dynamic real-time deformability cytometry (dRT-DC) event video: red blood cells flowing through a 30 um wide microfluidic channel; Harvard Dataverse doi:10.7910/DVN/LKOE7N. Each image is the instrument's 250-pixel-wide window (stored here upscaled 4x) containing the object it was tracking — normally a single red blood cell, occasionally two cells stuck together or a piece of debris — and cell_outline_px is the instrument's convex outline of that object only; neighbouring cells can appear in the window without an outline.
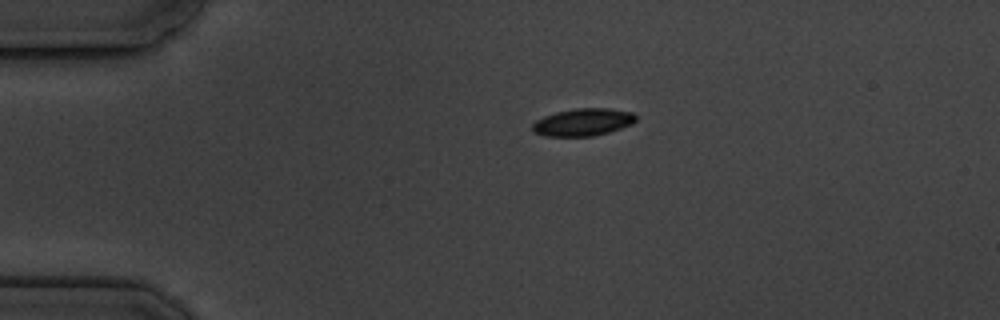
{"species": "common noctule bat (a hibernating species)", "species_latin": "Nyctalus noctula", "temperature_condition": "cold", "stored_images_in_passage": 2, "camera_frame_rate_fps": 3000, "um_per_image_px": 0.085, "animal": {"sex": "male", "body_mass_g": 19.5, "forearm_length_mm": 54.6}, "frame": {"image": 1, "passage_image": 1, "time_ms": 0.0, "image_size_px": [1000, 320], "cell_outline_px": [[636, 120], [632, 124], [608, 132], [592, 136], [544, 136], [536, 132], [532, 128], [532, 124], [536, 120], [544, 116], [556, 112], [576, 108], [608, 108], [632, 112], [636, 116]], "centroid_in_image_um": [49.56, 10.38], "position_along_channel_um": 35.4, "area_um2": 16.42}}